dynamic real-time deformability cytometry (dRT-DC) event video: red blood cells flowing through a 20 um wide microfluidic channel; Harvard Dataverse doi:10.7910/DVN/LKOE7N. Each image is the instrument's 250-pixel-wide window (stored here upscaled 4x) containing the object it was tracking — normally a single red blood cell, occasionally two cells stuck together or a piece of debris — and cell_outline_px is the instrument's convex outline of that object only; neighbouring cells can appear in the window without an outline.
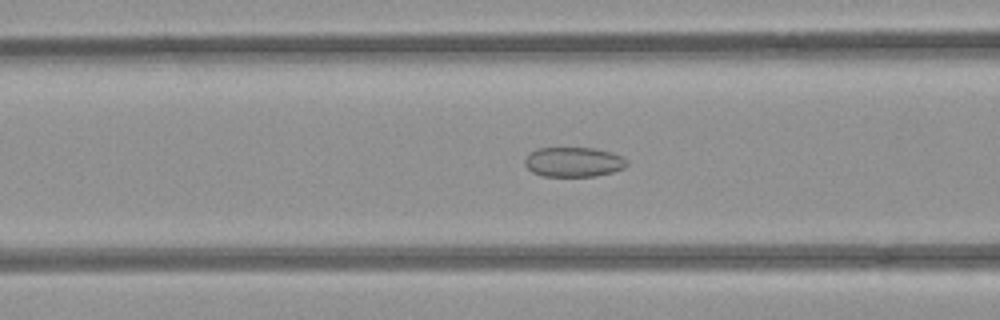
{"species": "common noctule bat (a hibernating species)", "species_latin": "Nyctalus noctula", "temperature_condition": "room temperature", "stored_images_in_passage": 49, "camera_frame_rate_fps": 3000, "um_per_image_px": 0.085, "animal": {"sex": "female", "body_mass_g": 21.9}, "frame": {"image": 1, "passage_image": 17, "time_ms": 5.333, "image_size_px": [1000, 320], "cell_outline_px": [[628, 164], [624, 168], [612, 172], [596, 176], [544, 176], [532, 172], [524, 164], [524, 160], [528, 152], [536, 148], [592, 148], [612, 152], [628, 160]], "centroid_in_image_um": [48.73, 13.76], "position_along_channel_um": 117.9, "area_um2": 17.8}}
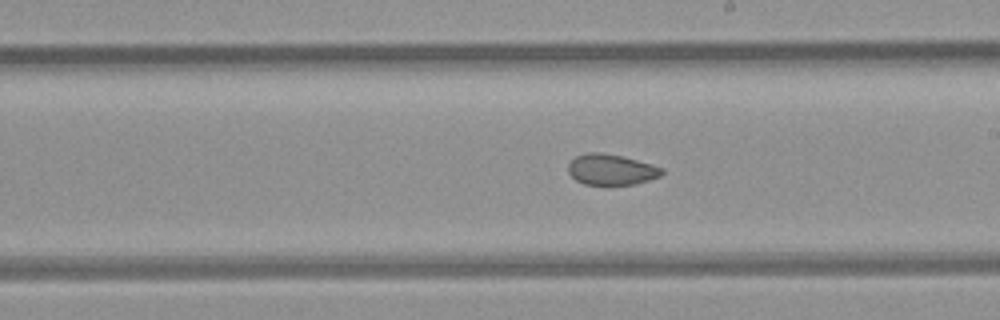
{"frame": {"image": 2, "passage_image": 26, "time_ms": 8.333, "image_size_px": [1000, 320], "cell_outline_px": [[664, 172], [660, 176], [636, 184], [608, 188], [604, 188], [584, 184], [576, 180], [568, 172], [568, 164], [576, 156], [588, 152], [600, 152], [620, 156], [652, 164], [664, 168]], "centroid_in_image_um": [51.95, 14.47], "position_along_channel_um": 237.1, "area_um2": 17.46}}
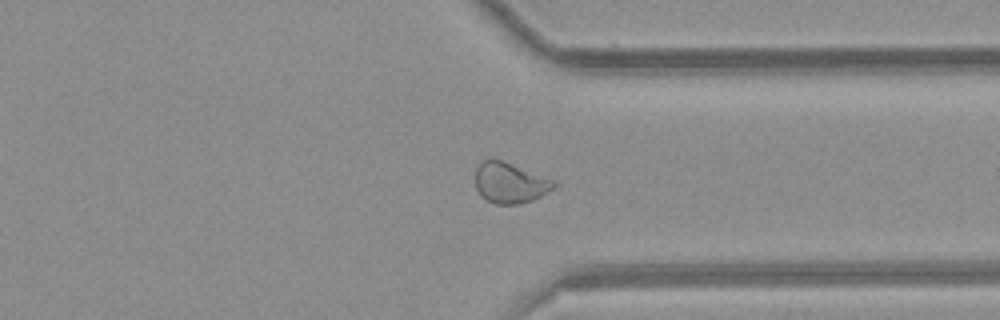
{"frame": {"image": 3, "passage_image": 36, "time_ms": 11.667, "image_size_px": [1000, 320], "cell_outline_px": [[556, 184], [552, 188], [540, 196], [532, 200], [516, 204], [496, 204], [480, 196], [476, 188], [476, 168], [484, 160], [504, 160], [552, 180]], "centroid_in_image_um": [43.3, 15.54], "position_along_channel_um": 368.1, "area_um2": 18.15}, "authors_computed_cell_mechanics": {"area_um2": 19.2474, "velocity_mm_per_s": 3.9634, "shape_relaxation_time_tau1_ms": null, "shape_relaxation_time_tau2_ms": 1.6974, "deformation_change_tau1": null, "deformation_change_tau2": 0.0484}}